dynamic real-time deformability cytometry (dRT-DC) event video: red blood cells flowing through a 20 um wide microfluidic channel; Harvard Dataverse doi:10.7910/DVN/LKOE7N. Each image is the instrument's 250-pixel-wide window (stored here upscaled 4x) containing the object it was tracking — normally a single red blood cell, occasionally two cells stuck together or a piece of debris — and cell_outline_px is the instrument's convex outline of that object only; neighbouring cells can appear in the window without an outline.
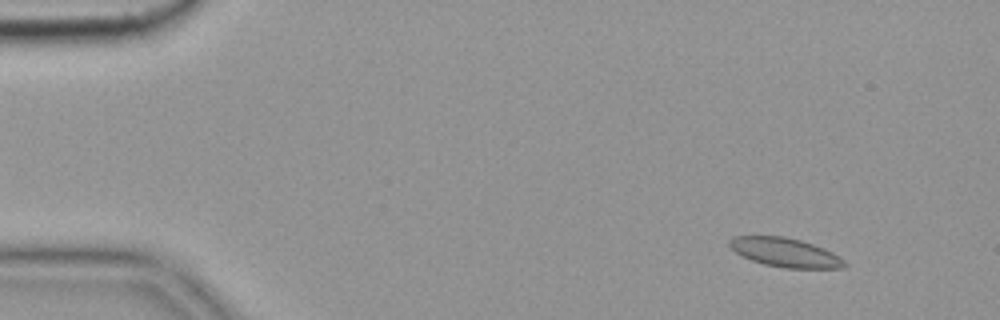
{"species": "common noctule bat (a hibernating species)", "species_latin": "Nyctalus noctula", "temperature_condition": "cold", "stored_images_in_passage": 4, "camera_frame_rate_fps": 3000, "um_per_image_px": 0.085, "animal": {"sex": "female", "body_mass_g": 19.9}, "frame": {"image": 1, "passage_image": 1, "time_ms": 0.0, "image_size_px": [1000, 320], "cell_outline_px": [[848, 264], [844, 268], [784, 268], [764, 264], [752, 260], [736, 252], [728, 244], [728, 240], [732, 236], [784, 236], [800, 240], [824, 248], [832, 252], [844, 260]], "centroid_in_image_um": [66.75, 21.45], "position_along_channel_um": 18.3, "area_um2": 19.36}}